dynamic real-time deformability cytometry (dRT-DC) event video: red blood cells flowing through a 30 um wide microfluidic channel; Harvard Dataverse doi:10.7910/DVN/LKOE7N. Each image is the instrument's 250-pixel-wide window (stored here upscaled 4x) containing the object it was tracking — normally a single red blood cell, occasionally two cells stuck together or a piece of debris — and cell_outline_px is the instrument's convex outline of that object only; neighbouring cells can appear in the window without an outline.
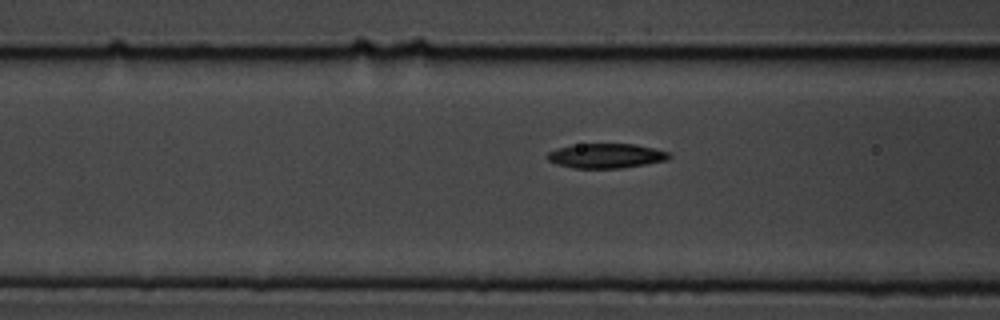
{"species": "common noctule bat (a hibernating species)", "species_latin": "Nyctalus noctula", "temperature_condition": "cold", "stored_images_in_passage": 12, "camera_frame_rate_fps": 3000, "um_per_image_px": 0.085, "animal": {"sex": "male", "body_mass_g": 19.5, "forearm_length_mm": 54.6}, "frame": {"image": 1, "passage_image": 10, "time_ms": 3.0, "image_size_px": [1000, 320], "cell_outline_px": [[672, 156], [668, 160], [620, 168], [572, 168], [556, 164], [548, 160], [544, 156], [548, 152], [556, 148], [572, 144], [636, 144], [668, 152]], "centroid_in_image_um": [51.46, 13.24], "position_along_channel_um": 115.1, "area_um2": 17.57}}